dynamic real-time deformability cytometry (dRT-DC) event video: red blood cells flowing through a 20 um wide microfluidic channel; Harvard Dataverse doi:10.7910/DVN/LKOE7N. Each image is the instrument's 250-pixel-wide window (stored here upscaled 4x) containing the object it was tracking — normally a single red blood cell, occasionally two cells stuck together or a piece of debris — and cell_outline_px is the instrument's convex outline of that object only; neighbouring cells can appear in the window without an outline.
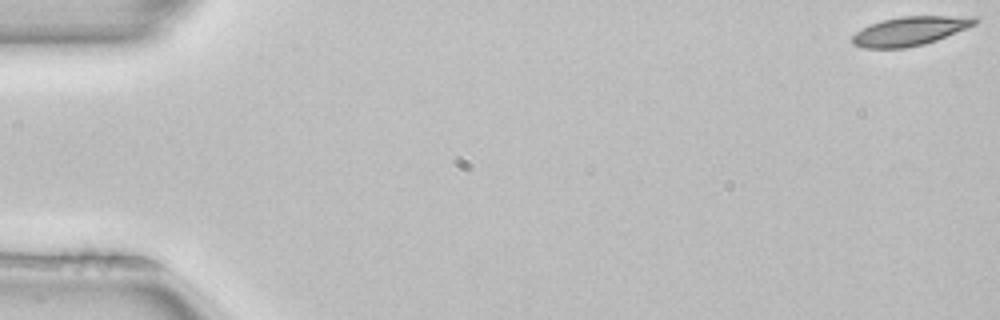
{"species": "common noctule bat (a hibernating species)", "species_latin": "Nyctalus noctula", "temperature_condition": "room temperature", "stored_images_in_passage": 4, "camera_frame_rate_fps": 3000, "um_per_image_px": 0.085, "animal": {"sex": "female", "body_mass_g": 22.7, "forearm_length_mm": 54.2}, "frame": {"image": 1, "passage_image": 1, "time_ms": 0.0, "image_size_px": [1000, 320], "cell_outline_px": [[980, 20], [976, 24], [936, 40], [924, 44], [904, 48], [864, 48], [852, 44], [852, 36], [856, 32], [880, 20], [900, 16], [976, 16]], "centroid_in_image_um": [77.37, 2.63], "position_along_channel_um": 7.6, "area_um2": 20.63}}
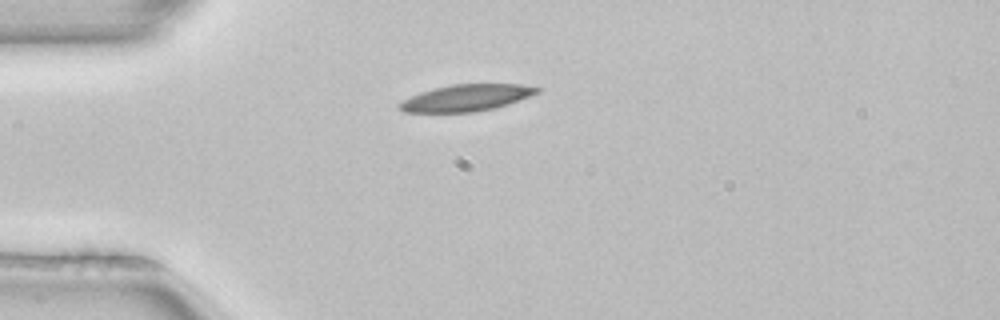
{"frame": {"image": 2, "passage_image": 4, "time_ms": 1.0, "image_size_px": [1000, 320], "cell_outline_px": [[540, 92], [508, 104], [496, 108], [476, 112], [404, 112], [396, 108], [396, 104], [420, 92], [452, 84], [520, 84], [540, 88]], "centroid_in_image_um": [39.62, 8.32], "position_along_channel_um": 45.4, "area_um2": 21.33}}